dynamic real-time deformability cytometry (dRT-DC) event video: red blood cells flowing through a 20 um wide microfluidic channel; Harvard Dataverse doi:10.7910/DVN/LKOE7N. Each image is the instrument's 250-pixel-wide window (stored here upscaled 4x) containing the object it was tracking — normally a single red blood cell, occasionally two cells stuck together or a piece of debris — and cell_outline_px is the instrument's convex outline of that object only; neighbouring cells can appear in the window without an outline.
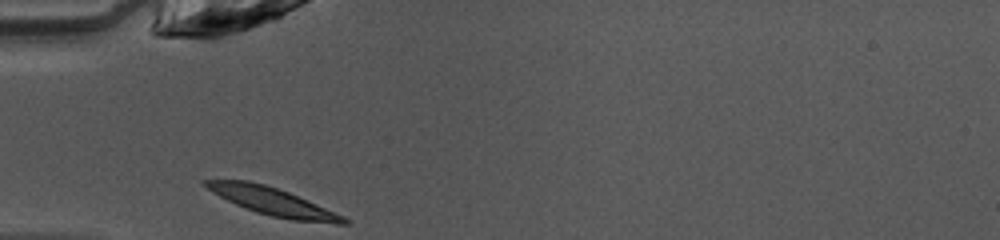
{"species": "common noctule bat (a hibernating species)", "species_latin": "Nyctalus noctula", "temperature_condition": "warm", "stored_images_in_passage": 27, "camera_frame_rate_fps": 3000, "um_per_image_px": 0.085, "animal": {"sex": "female", "body_mass_g": 10.0, "forearm_length_mm": 53.1}, "frame": {"image": 1, "passage_image": 1, "time_ms": 0.0, "image_size_px": [1000, 240], "cell_outline_px": [[348, 224], [336, 224], [292, 220], [272, 216], [256, 212], [236, 204], [212, 192], [200, 180], [248, 180], [264, 184], [288, 192], [344, 216], [348, 220]], "centroid_in_image_um": [23.18, 17.13], "position_along_channel_um": 61.8, "area_um2": 21.85}}
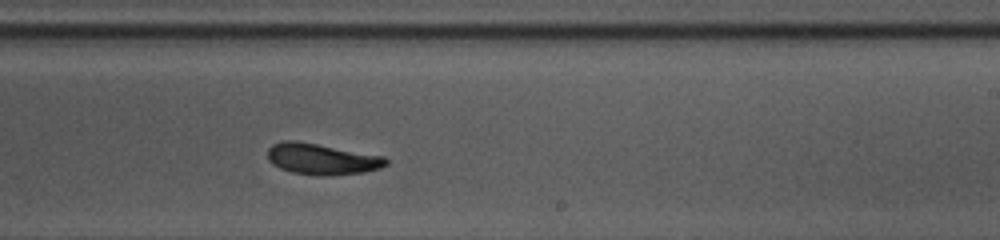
{"frame": {"image": 2, "passage_image": 16, "time_ms": 5.0, "image_size_px": [1000, 240], "cell_outline_px": [[388, 164], [380, 168], [364, 172], [328, 176], [324, 176], [292, 172], [280, 168], [272, 164], [268, 160], [268, 148], [272, 144], [284, 140], [296, 140], [384, 156], [388, 160]], "centroid_in_image_um": [27.35, 13.51], "position_along_channel_um": 261.7, "area_um2": 21.5}}
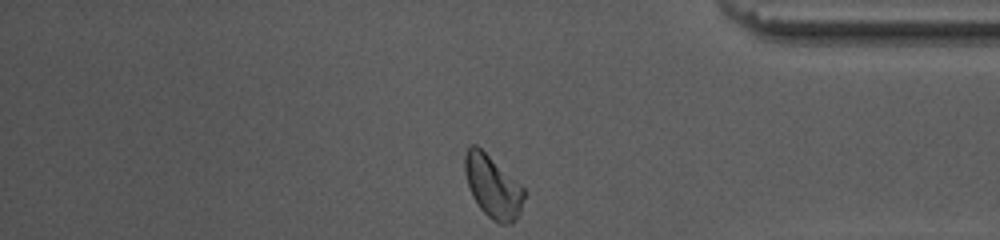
{"frame": {"image": 3, "passage_image": 27, "time_ms": 8.667, "image_size_px": [1000, 240], "cell_outline_px": [[528, 192], [520, 212], [516, 220], [512, 224], [500, 224], [492, 220], [480, 208], [472, 196], [464, 172], [464, 156], [468, 148], [472, 144], [476, 144], [520, 184]], "centroid_in_image_um": [41.91, 15.89], "position_along_channel_um": 393.3, "area_um2": 21.68}, "authors_computed_cell_mechanics": {"area_um2": 21.3282, "velocity_mm_per_s": 4.0466, "shape_relaxation_time_tau1_ms": 3.6715, "shape_relaxation_time_tau2_ms": 4.6464, "deformation_change_tau1": 0.1488, "deformation_change_tau2": 0.1074}}